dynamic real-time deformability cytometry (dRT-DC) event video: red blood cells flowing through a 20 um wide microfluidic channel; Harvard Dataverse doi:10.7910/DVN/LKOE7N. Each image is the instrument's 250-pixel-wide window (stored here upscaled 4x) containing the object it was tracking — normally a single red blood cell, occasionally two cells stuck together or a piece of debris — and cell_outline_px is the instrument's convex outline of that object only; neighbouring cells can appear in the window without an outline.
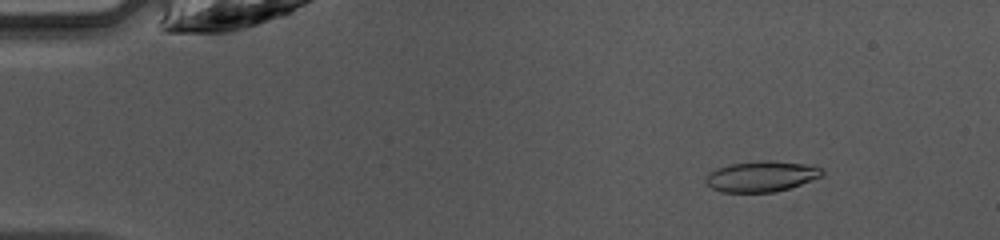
{"species": "common noctule bat (a hibernating species)", "species_latin": "Nyctalus noctula", "temperature_condition": "warm", "stored_images_in_passage": 47, "camera_frame_rate_fps": 3000, "um_per_image_px": 0.085, "animal": {"sex": "female", "body_mass_g": 10.0, "forearm_length_mm": 53.1}, "frame": {"image": 1, "passage_image": 6, "time_ms": 1.667, "image_size_px": [1000, 240], "cell_outline_px": [[824, 176], [788, 188], [772, 192], [720, 192], [712, 188], [704, 180], [708, 172], [716, 168], [728, 164], [760, 160], [772, 160], [812, 164], [820, 168], [824, 172]], "centroid_in_image_um": [64.72, 14.97], "position_along_channel_um": 20.3, "area_um2": 21.1}}
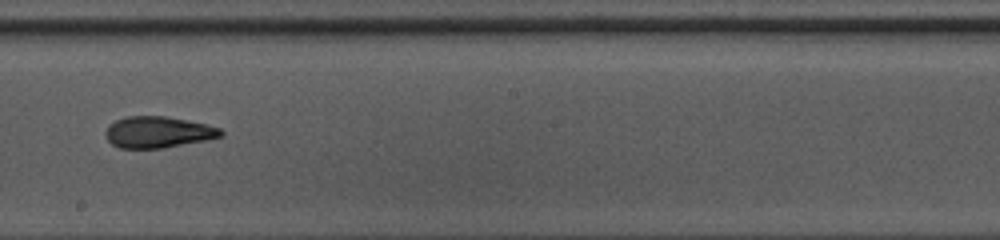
{"frame": {"image": 2, "passage_image": 27, "time_ms": 8.667, "image_size_px": [1000, 240], "cell_outline_px": [[224, 136], [208, 140], [164, 148], [120, 148], [112, 144], [108, 140], [104, 132], [108, 124], [124, 116], [164, 116], [204, 124], [220, 128], [224, 132]], "centroid_in_image_um": [13.42, 11.24], "position_along_channel_um": 234.8, "area_um2": 21.15}}
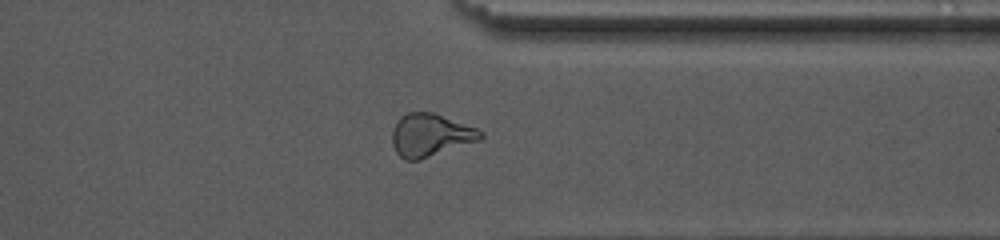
{"frame": {"image": 3, "passage_image": 37, "time_ms": 12.0, "image_size_px": [1000, 240], "cell_outline_px": [[484, 136], [480, 140], [420, 160], [404, 160], [396, 152], [392, 144], [392, 132], [396, 120], [400, 116], [408, 112], [432, 112], [476, 128], [484, 132]], "centroid_in_image_um": [36.56, 11.49], "position_along_channel_um": 374.8, "area_um2": 22.08}, "authors_computed_cell_mechanics": {"area_um2": 21.386, "velocity_mm_per_s": 4.2461, "shape_relaxation_time_tau1_ms": 8.4279, "shape_relaxation_time_tau2_ms": 2.2038, "deformation_change_tau1": 0.2384, "deformation_change_tau2": 0.1122}}